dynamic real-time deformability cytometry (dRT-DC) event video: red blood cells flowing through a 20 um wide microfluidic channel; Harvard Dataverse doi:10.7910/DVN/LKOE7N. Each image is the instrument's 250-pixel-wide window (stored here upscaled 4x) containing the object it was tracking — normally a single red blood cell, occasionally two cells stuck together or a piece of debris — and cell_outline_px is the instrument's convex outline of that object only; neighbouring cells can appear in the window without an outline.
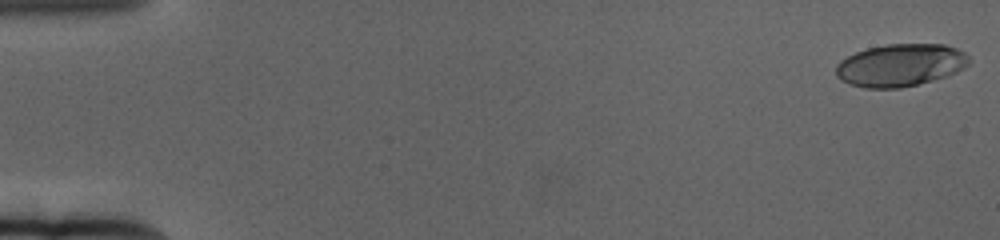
{"species": "human", "species_latin": "Homo sapiens", "temperature_condition": "cold", "stored_images_in_passage": 61, "camera_frame_rate_fps": 3000, "um_per_image_px": 0.085, "donor": {"sex": "female"}, "frame": {"image": 1, "passage_image": 1, "time_ms": 0.0, "image_size_px": [1000, 240], "cell_outline_px": [[968, 64], [964, 68], [948, 76], [900, 88], [864, 88], [848, 84], [840, 80], [836, 76], [836, 64], [840, 60], [856, 52], [868, 48], [888, 44], [944, 44], [956, 48], [964, 52], [968, 56]], "centroid_in_image_um": [76.51, 5.54], "position_along_channel_um": 8.5, "area_um2": 33.0}}
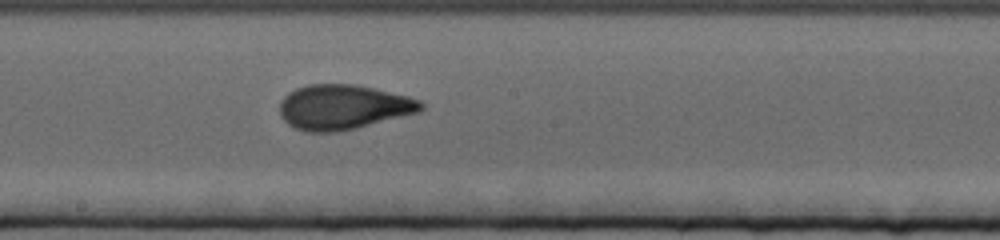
{"frame": {"image": 2, "passage_image": 34, "time_ms": 11.0, "image_size_px": [1000, 240], "cell_outline_px": [[424, 108], [420, 112], [356, 128], [336, 132], [308, 132], [296, 128], [288, 124], [280, 116], [280, 100], [288, 92], [296, 88], [308, 84], [356, 84], [408, 96], [420, 100], [424, 104]], "centroid_in_image_um": [29.17, 9.1], "position_along_channel_um": 219.0, "area_um2": 37.05}}
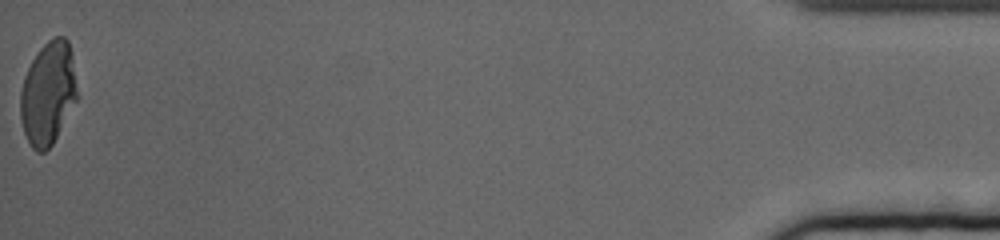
{"frame": {"image": 3, "passage_image": 61, "time_ms": 20.0, "image_size_px": [1000, 240], "cell_outline_px": [[80, 96], [52, 144], [44, 152], [36, 152], [32, 148], [24, 132], [20, 120], [20, 92], [24, 76], [32, 60], [40, 48], [48, 40], [56, 36], [64, 36], [68, 40], [72, 56]], "centroid_in_image_um": [4.1, 7.92], "position_along_channel_um": 431.1, "area_um2": 34.51}, "authors_computed_cell_mechanics": {"area_um2": 35.0846, "velocity_mm_per_s": 3.3587, "shape_relaxation_time_tau1_ms": 4.6486, "shape_relaxation_time_tau2_ms": 1.0937, "deformation_change_tau1": 0.2146, "deformation_change_tau2": 0.0762}}